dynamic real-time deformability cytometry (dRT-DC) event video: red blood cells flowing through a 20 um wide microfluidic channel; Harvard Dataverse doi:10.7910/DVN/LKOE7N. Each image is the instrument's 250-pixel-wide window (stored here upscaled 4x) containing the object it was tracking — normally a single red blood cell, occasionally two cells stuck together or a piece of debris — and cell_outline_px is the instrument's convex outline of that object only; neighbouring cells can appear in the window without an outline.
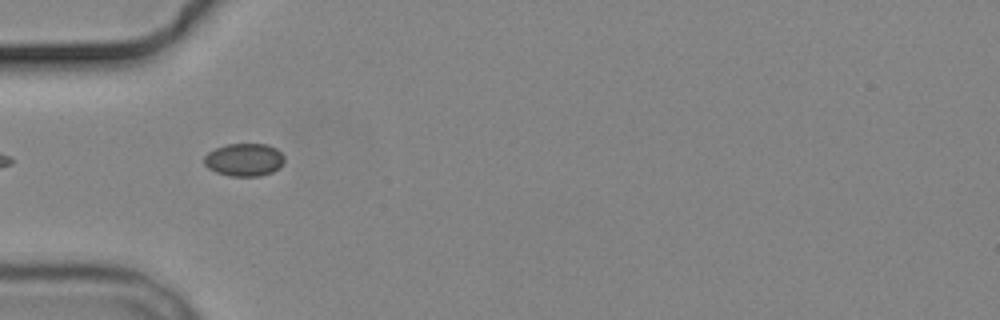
{"species": "common noctule bat (a hibernating species)", "species_latin": "Nyctalus noctula", "temperature_condition": "cold", "stored_images_in_passage": 5, "camera_frame_rate_fps": 3000, "um_per_image_px": 0.085, "animal": {"sex": "male", "body_mass_g": 19.2, "forearm_length_mm": 51.8}, "frame": {"image": 1, "passage_image": 4, "time_ms": 5.333, "image_size_px": [1000, 320], "cell_outline_px": [[284, 164], [272, 172], [260, 176], [228, 176], [216, 172], [208, 168], [204, 164], [204, 156], [208, 152], [216, 148], [228, 144], [268, 144], [276, 148], [284, 156]], "centroid_in_image_um": [20.76, 13.58], "position_along_channel_um": 64.2, "area_um2": 15.43}}
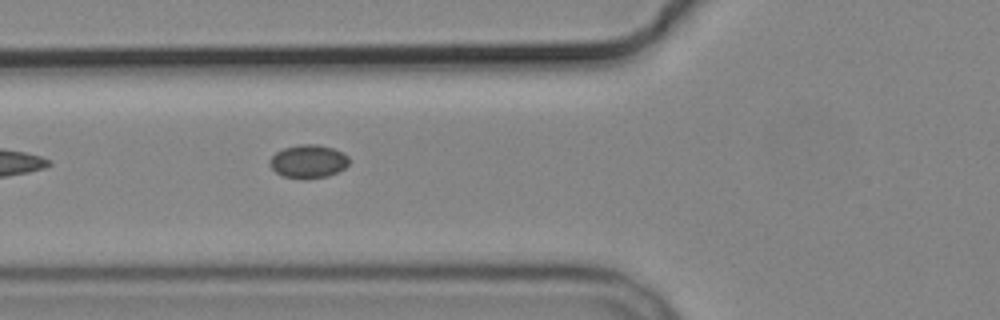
{"frame": {"image": 2, "passage_image": 5, "time_ms": 6.333, "image_size_px": [1000, 320], "cell_outline_px": [[348, 164], [344, 168], [328, 176], [304, 180], [284, 176], [276, 172], [268, 164], [268, 160], [276, 152], [284, 148], [300, 144], [316, 144], [332, 148], [344, 152], [348, 156]], "centroid_in_image_um": [26.19, 13.72], "position_along_channel_um": 99.6, "area_um2": 15.49}}